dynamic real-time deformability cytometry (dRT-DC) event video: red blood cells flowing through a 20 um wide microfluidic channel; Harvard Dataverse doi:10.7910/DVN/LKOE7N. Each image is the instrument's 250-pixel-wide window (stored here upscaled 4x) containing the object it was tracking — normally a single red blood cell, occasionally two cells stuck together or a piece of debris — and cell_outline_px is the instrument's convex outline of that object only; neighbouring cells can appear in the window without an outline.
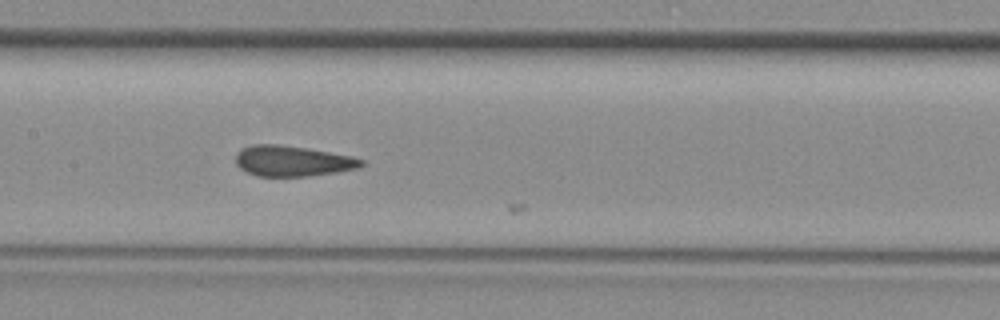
{"species": "common noctule bat (a hibernating species)", "species_latin": "Nyctalus noctula", "temperature_condition": "room temperature", "stored_images_in_passage": 20, "camera_frame_rate_fps": 3000, "um_per_image_px": 0.085, "animal": {"sex": "female", "body_mass_g": 29.2, "forearm_length_mm": 56.3}, "frame": {"image": 1, "passage_image": 19, "time_ms": 6.0, "image_size_px": [1000, 320], "cell_outline_px": [[364, 164], [360, 168], [336, 172], [308, 176], [256, 176], [240, 168], [236, 164], [236, 152], [240, 148], [252, 144], [276, 144], [304, 148], [352, 156], [364, 160]], "centroid_in_image_um": [24.84, 13.68], "position_along_channel_um": 182.6, "area_um2": 22.37}}